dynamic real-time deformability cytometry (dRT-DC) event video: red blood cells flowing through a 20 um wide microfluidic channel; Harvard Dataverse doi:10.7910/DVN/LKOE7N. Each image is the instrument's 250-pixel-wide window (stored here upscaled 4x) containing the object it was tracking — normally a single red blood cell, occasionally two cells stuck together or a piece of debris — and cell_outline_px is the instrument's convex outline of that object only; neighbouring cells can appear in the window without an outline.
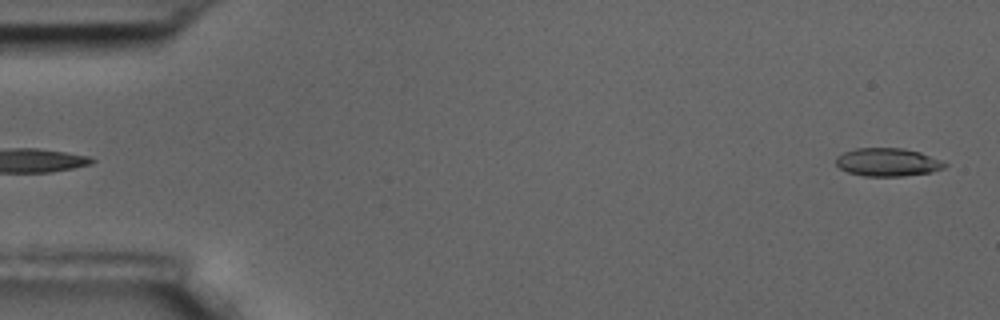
{"species": "common noctule bat (a hibernating species)", "species_latin": "Nyctalus noctula", "temperature_condition": "room temperature", "stored_images_in_passage": 4, "segment_of_instrument_passage": [2, 2], "camera_frame_rate_fps": 3000, "um_per_image_px": 0.085, "animal": {"sex": "male", "body_mass_g": 17.5, "forearm_length_mm": 52.3}, "frame": {"image": 1, "passage_image": 4, "time_ms": 1.0, "image_size_px": [1000, 320], "cell_outline_px": [[948, 164], [944, 168], [932, 172], [904, 176], [864, 176], [848, 172], [840, 168], [836, 164], [836, 156], [844, 152], [856, 148], [904, 148], [920, 152], [940, 160]], "centroid_in_image_um": [75.45, 13.78], "position_along_channel_um": 9.6, "area_um2": 17.86}}